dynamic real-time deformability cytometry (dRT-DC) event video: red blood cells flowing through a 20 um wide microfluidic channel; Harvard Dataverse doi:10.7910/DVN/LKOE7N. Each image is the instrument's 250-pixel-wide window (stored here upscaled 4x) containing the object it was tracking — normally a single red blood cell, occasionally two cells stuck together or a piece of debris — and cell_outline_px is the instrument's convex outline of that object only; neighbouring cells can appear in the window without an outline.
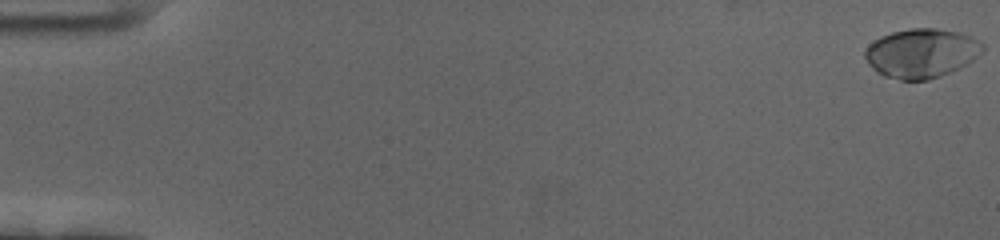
{"species": "human", "species_latin": "Homo sapiens", "temperature_condition": "cold", "stored_images_in_passage": 60, "camera_frame_rate_fps": 3000, "um_per_image_px": 0.085, "donor": {"sex": "female"}, "frame": {"image": 1, "passage_image": 1, "time_ms": 0.0, "image_size_px": [1000, 240], "cell_outline_px": [[984, 48], [968, 64], [940, 76], [928, 80], [900, 80], [884, 76], [876, 72], [868, 64], [864, 56], [864, 48], [868, 44], [880, 36], [892, 32], [912, 28], [936, 28], [960, 32], [972, 36], [984, 44]], "centroid_in_image_um": [78.29, 4.51], "position_along_channel_um": 6.7, "area_um2": 33.99}}
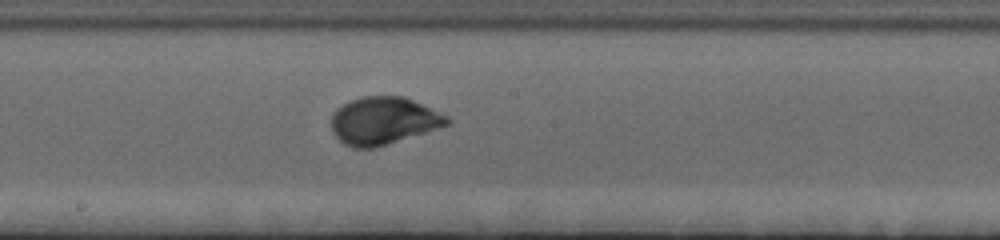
{"frame": {"image": 2, "passage_image": 34, "time_ms": 11.0, "image_size_px": [1000, 240], "cell_outline_px": [[452, 120], [448, 124], [376, 148], [352, 148], [344, 144], [332, 132], [332, 116], [336, 108], [352, 100], [364, 96], [404, 96], [448, 116]], "centroid_in_image_um": [32.57, 10.27], "position_along_channel_um": 215.6, "area_um2": 31.73}}
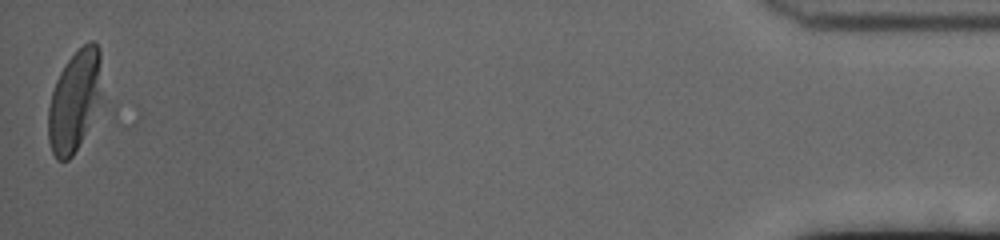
{"frame": {"image": 3, "passage_image": 60, "time_ms": 19.667, "image_size_px": [1000, 240], "cell_outline_px": [[104, 100], [72, 156], [68, 160], [56, 160], [52, 152], [48, 140], [48, 108], [52, 92], [56, 80], [60, 72], [68, 60], [88, 40], [92, 40], [100, 48], [104, 96]], "centroid_in_image_um": [6.39, 8.54], "position_along_channel_um": 428.8, "area_um2": 32.37}, "authors_computed_cell_mechanics": {"area_um2": 31.79, "velocity_mm_per_s": 3.4329, "shape_relaxation_time_tau1_ms": 2.3179, "shape_relaxation_time_tau2_ms": null, "deformation_change_tau1": 0.1526, "deformation_change_tau2": null}}